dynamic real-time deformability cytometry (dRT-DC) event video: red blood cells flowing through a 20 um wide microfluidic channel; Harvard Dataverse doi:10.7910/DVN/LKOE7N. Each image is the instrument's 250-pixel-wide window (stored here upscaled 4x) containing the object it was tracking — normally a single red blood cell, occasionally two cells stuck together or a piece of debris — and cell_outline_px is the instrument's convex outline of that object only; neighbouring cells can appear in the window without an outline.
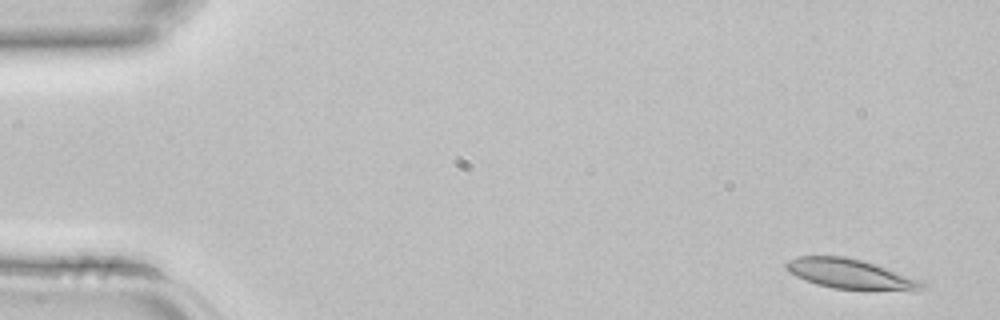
{"species": "common noctule bat (a hibernating species)", "species_latin": "Nyctalus noctula", "temperature_condition": "room temperature", "stored_images_in_passage": 4, "camera_frame_rate_fps": 3000, "um_per_image_px": 0.085, "animal": {"sex": "female", "body_mass_g": 22.7, "forearm_length_mm": 54.2}, "frame": {"image": 1, "passage_image": 1, "time_ms": 0.0, "image_size_px": [1000, 320], "cell_outline_px": [[928, 288], [916, 292], [912, 292], [832, 288], [816, 284], [804, 280], [788, 272], [784, 268], [784, 264], [788, 260], [796, 256], [844, 256], [864, 260], [924, 280], [928, 284]], "centroid_in_image_um": [72.41, 23.31], "position_along_channel_um": 12.6, "area_um2": 24.68}}
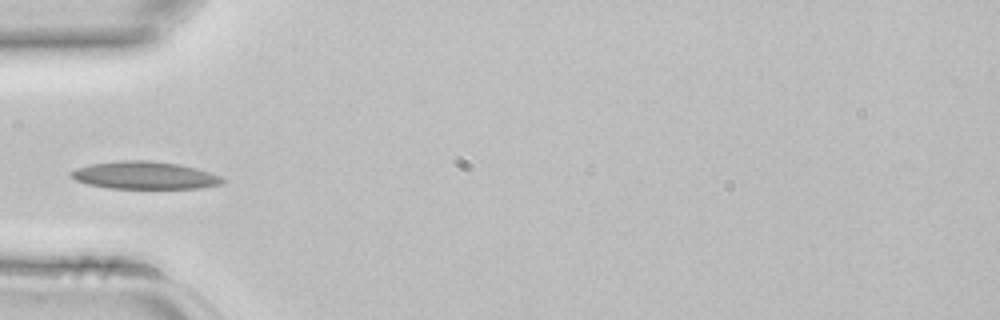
{"frame": {"image": 2, "passage_image": 4, "time_ms": 1.0, "image_size_px": [1000, 320], "cell_outline_px": [[228, 180], [224, 184], [200, 188], [108, 188], [88, 184], [76, 180], [68, 172], [76, 168], [88, 164], [120, 160], [148, 160], [180, 164], [196, 168], [220, 176]], "centroid_in_image_um": [12.31, 14.9], "position_along_channel_um": 72.7, "area_um2": 24.51}}